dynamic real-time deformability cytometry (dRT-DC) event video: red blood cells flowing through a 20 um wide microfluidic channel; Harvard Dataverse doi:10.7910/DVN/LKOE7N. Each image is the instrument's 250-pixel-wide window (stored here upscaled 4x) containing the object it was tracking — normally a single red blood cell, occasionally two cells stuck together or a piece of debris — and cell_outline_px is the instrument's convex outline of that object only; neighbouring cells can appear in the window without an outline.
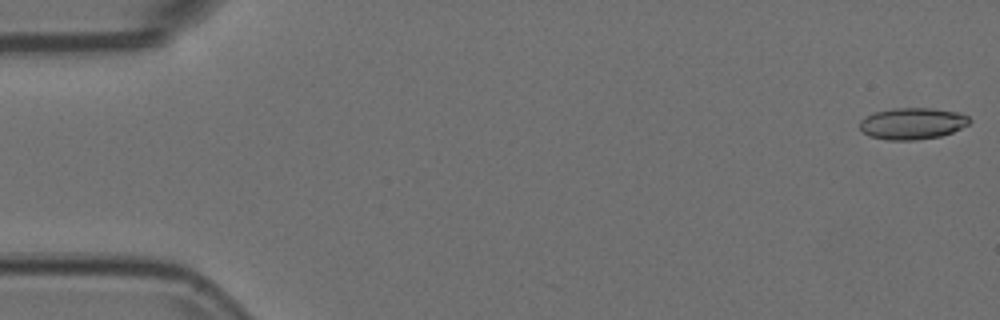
{"species": "Egyptian fruit bat (a non-hibernating species)", "species_latin": "Rousettus aegyptiacus", "temperature_condition": "room temperature", "stored_images_in_passage": 2, "camera_frame_rate_fps": 3000, "um_per_image_px": 0.085, "animal": {"sex": "female"}, "frame": {"image": 1, "passage_image": 1, "time_ms": 0.0, "image_size_px": [1000, 320], "cell_outline_px": [[972, 120], [968, 124], [952, 132], [940, 136], [916, 140], [888, 140], [868, 136], [860, 128], [860, 120], [872, 112], [892, 108], [932, 108], [960, 112], [968, 116]], "centroid_in_image_um": [77.54, 10.49], "position_along_channel_um": 7.5, "area_um2": 20.35}}